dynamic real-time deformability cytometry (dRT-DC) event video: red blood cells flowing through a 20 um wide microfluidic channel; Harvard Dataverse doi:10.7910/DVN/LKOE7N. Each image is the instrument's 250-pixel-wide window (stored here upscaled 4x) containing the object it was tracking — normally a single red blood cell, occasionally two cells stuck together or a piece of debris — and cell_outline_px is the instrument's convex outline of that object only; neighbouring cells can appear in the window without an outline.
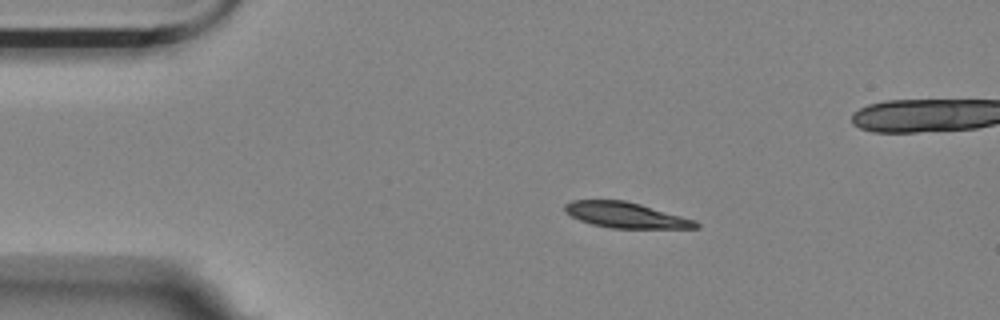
{"species": "Egyptian fruit bat (a non-hibernating species)", "species_latin": "Rousettus aegyptiacus", "temperature_condition": "room temperature", "stored_images_in_passage": 47, "camera_frame_rate_fps": 3000, "um_per_image_px": 0.085, "animal": {"sex": "female"}, "frame": {"image": 1, "passage_image": 1, "time_ms": 0.0, "image_size_px": [1000, 320], "cell_outline_px": [[700, 228], [612, 228], [592, 224], [580, 220], [564, 212], [564, 204], [572, 200], [624, 200], [640, 204], [696, 220], [700, 224]], "centroid_in_image_um": [53.19, 18.28], "position_along_channel_um": 31.8, "area_um2": 19.48}}
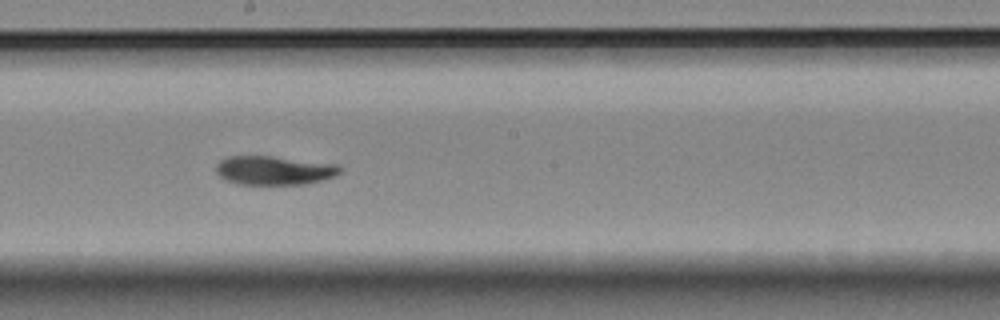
{"frame": {"image": 2, "passage_image": 21, "time_ms": 6.667, "image_size_px": [1000, 320], "cell_outline_px": [[340, 172], [336, 176], [324, 180], [308, 184], [236, 184], [220, 176], [216, 172], [216, 164], [220, 160], [228, 156], [268, 156], [340, 164]], "centroid_in_image_um": [23.33, 14.48], "position_along_channel_um": 224.9, "area_um2": 20.92}}
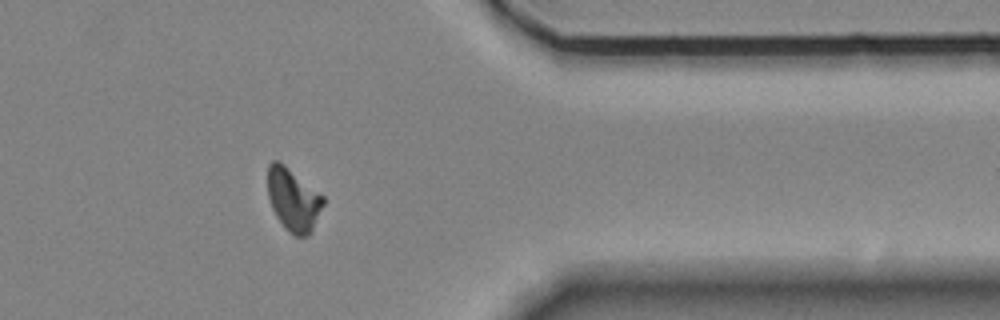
{"frame": {"image": 3, "passage_image": 36, "time_ms": 11.667, "image_size_px": [1000, 320], "cell_outline_px": [[324, 204], [312, 232], [308, 236], [296, 236], [288, 232], [284, 228], [276, 216], [272, 208], [268, 196], [268, 164], [272, 160], [280, 160], [324, 196]], "centroid_in_image_um": [24.93, 16.97], "position_along_channel_um": 386.5, "area_um2": 20.58}, "authors_computed_cell_mechanics": {"area_um2": 20.808, "velocity_mm_per_s": 3.5451, "shape_relaxation_time_tau1_ms": 4.396, "shape_relaxation_time_tau2_ms": 3.3409, "deformation_change_tau1": 0.1558, "deformation_change_tau2": 0.0604}}